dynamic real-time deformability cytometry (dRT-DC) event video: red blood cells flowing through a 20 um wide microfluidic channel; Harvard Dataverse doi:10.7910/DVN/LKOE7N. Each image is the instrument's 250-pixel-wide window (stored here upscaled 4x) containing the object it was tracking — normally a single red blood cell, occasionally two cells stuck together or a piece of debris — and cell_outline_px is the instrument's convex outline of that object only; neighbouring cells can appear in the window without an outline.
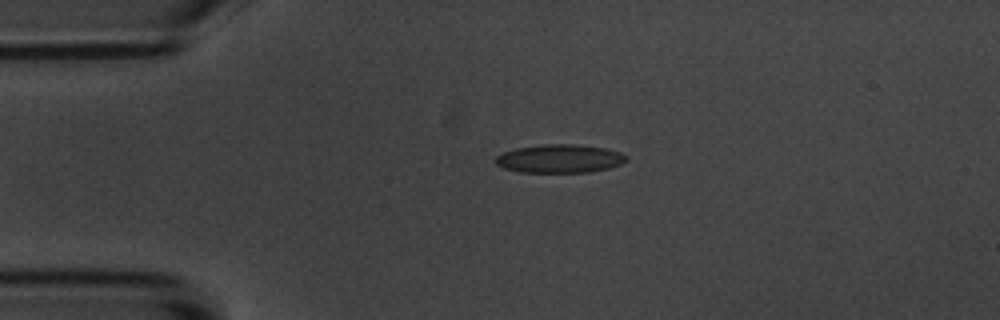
{"species": "common noctule bat (a hibernating species)", "species_latin": "Nyctalus noctula", "temperature_condition": "room temperature", "stored_images_in_passage": 2, "camera_frame_rate_fps": 3000, "um_per_image_px": 0.085, "animal": {"sex": "male", "body_mass_g": 20.1, "forearm_length_mm": 53.5}, "frame": {"image": 1, "passage_image": 1, "time_ms": 0.0, "image_size_px": [1000, 320], "cell_outline_px": [[628, 160], [620, 164], [608, 168], [592, 172], [520, 172], [504, 168], [496, 164], [496, 156], [504, 152], [516, 148], [544, 144], [576, 144], [608, 148], [620, 152], [628, 156]], "centroid_in_image_um": [47.61, 13.48], "position_along_channel_um": 37.4, "area_um2": 21.73}}